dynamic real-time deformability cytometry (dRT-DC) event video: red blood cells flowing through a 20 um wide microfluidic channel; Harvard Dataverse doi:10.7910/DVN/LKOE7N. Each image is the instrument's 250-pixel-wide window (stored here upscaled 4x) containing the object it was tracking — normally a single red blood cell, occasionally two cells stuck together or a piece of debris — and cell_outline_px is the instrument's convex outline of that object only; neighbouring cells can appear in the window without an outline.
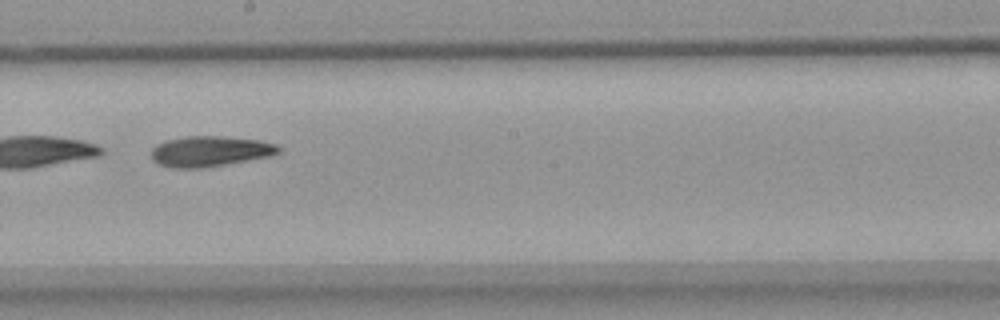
{"species": "common noctule bat (a hibernating species)", "species_latin": "Nyctalus noctula", "temperature_condition": "warm", "stored_images_in_passage": 53, "camera_frame_rate_fps": 3000, "um_per_image_px": 0.085, "animal": {"sex": "female", "body_mass_g": 18.4}, "frame": {"image": 1, "passage_image": 30, "time_ms": 9.667, "image_size_px": [1000, 320], "cell_outline_px": [[280, 152], [268, 156], [204, 168], [172, 168], [160, 164], [152, 160], [152, 148], [156, 144], [168, 140], [188, 136], [220, 136], [260, 140], [276, 144], [280, 148]], "centroid_in_image_um": [17.83, 12.86], "position_along_channel_um": 230.4, "area_um2": 22.43}}
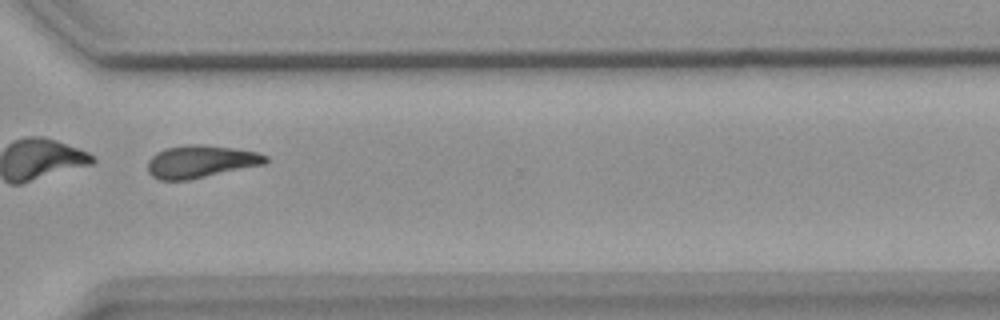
{"frame": {"image": 2, "passage_image": 40, "time_ms": 13.0, "image_size_px": [1000, 320], "cell_outline_px": [[268, 160], [264, 164], [188, 180], [160, 180], [152, 176], [148, 172], [148, 160], [156, 152], [164, 148], [188, 144], [200, 144], [232, 148], [256, 152], [268, 156]], "centroid_in_image_um": [17.02, 13.73], "position_along_channel_um": 353.6, "area_um2": 22.25}}